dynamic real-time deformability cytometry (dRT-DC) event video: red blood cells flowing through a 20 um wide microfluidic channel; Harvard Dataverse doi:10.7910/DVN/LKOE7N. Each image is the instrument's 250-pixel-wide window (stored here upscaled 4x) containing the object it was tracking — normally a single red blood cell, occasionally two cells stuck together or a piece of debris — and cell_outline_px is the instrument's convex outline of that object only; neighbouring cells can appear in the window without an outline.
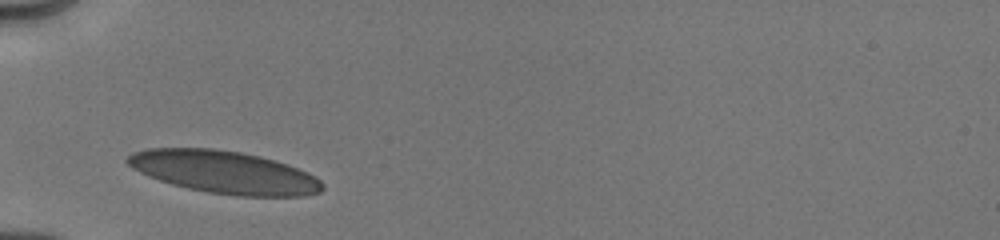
{"species": "human", "species_latin": "Homo sapiens", "temperature_condition": "cold", "stored_images_in_passage": 4, "camera_frame_rate_fps": 3000, "um_per_image_px": 0.085, "donor": {"sex": "male"}, "frame": {"image": 1, "passage_image": 1, "time_ms": 0.0, "image_size_px": [1000, 240], "cell_outline_px": [[324, 188], [320, 192], [304, 196], [236, 196], [208, 192], [188, 188], [172, 184], [148, 176], [132, 168], [124, 160], [132, 152], [148, 148], [216, 148], [240, 152], [260, 156], [288, 164], [308, 172], [316, 176], [324, 184]], "centroid_in_image_um": [19.07, 14.63], "position_along_channel_um": 65.9, "area_um2": 48.55}}
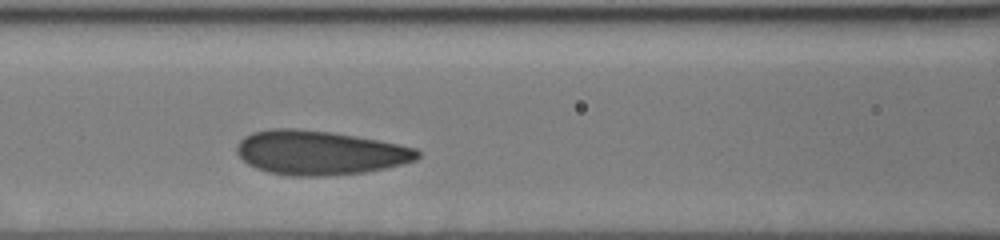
{"frame": {"image": 2, "passage_image": 3, "time_ms": 2.0, "image_size_px": [1000, 240], "cell_outline_px": [[420, 156], [416, 160], [404, 164], [364, 172], [328, 176], [292, 176], [268, 172], [256, 168], [248, 164], [236, 152], [236, 144], [244, 136], [252, 132], [272, 128], [292, 128], [332, 132], [356, 136], [400, 144], [416, 148], [420, 152]], "centroid_in_image_um": [27.17, 12.97], "position_along_channel_um": 139.4, "area_um2": 46.76}}
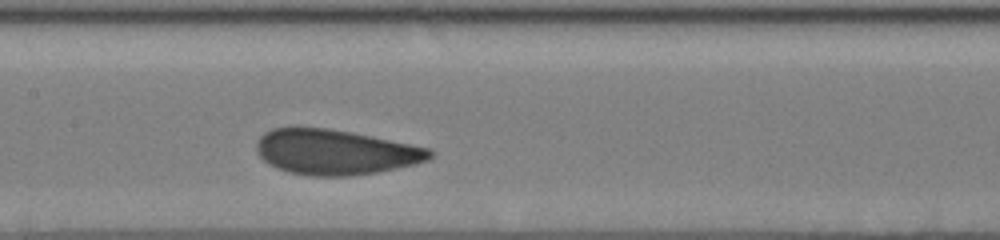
{"frame": {"image": 3, "passage_image": 4, "time_ms": 3.0, "image_size_px": [1000, 240], "cell_outline_px": [[436, 152], [428, 160], [416, 164], [376, 172], [348, 176], [312, 176], [288, 172], [276, 168], [268, 164], [256, 152], [256, 144], [260, 136], [264, 132], [272, 128], [328, 128], [432, 148]], "centroid_in_image_um": [28.5, 12.93], "position_along_channel_um": 178.9, "area_um2": 45.55}}